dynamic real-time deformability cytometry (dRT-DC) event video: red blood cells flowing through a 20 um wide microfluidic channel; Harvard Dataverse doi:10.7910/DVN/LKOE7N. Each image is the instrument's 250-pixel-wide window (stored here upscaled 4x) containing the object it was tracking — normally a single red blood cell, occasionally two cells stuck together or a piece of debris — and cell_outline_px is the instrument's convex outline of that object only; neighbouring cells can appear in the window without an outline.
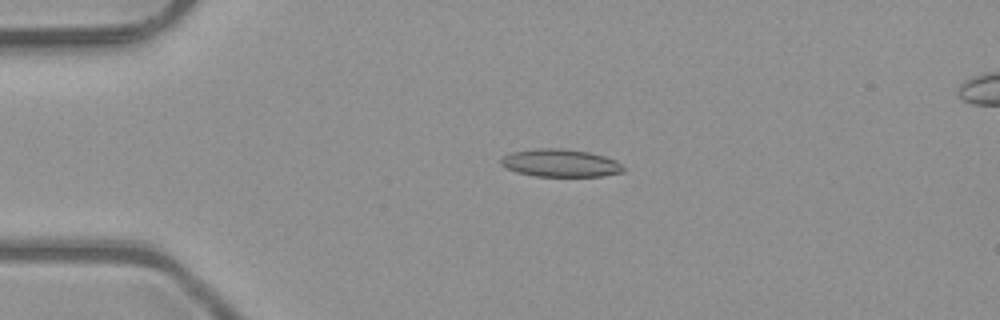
{"species": "common noctule bat (a hibernating species)", "species_latin": "Nyctalus noctula", "temperature_condition": "room temperature", "stored_images_in_passage": 4, "camera_frame_rate_fps": 3000, "um_per_image_px": 0.085, "animal": {"sex": "male", "body_mass_g": 23.1, "forearm_length_mm": 52.7}, "frame": {"image": 1, "passage_image": 2, "time_ms": 0.333, "image_size_px": [1000, 320], "cell_outline_px": [[624, 172], [604, 176], [536, 176], [516, 172], [500, 164], [500, 160], [504, 156], [512, 152], [536, 148], [560, 148], [592, 152], [616, 160], [624, 168]], "centroid_in_image_um": [47.66, 13.85], "position_along_channel_um": 37.3, "area_um2": 19.83}}